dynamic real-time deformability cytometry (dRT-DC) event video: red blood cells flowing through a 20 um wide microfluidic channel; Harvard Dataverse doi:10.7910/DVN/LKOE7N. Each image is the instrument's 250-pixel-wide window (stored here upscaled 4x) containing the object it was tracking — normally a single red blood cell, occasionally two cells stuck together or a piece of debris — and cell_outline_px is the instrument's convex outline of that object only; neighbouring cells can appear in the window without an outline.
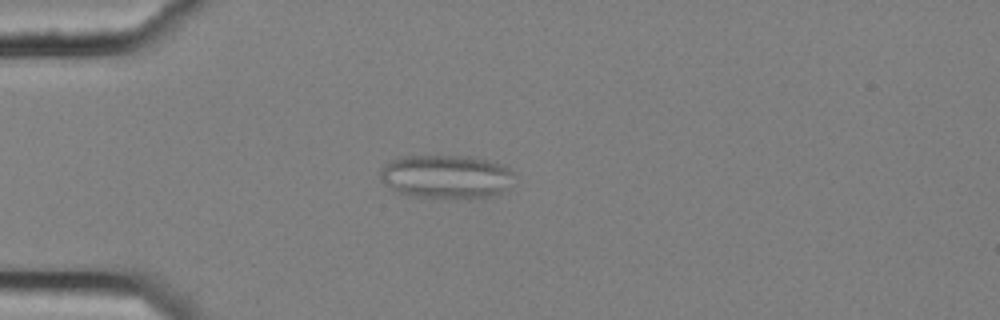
{"species": "common noctule bat (a hibernating species)", "species_latin": "Nyctalus noctula", "temperature_condition": "cold", "stored_images_in_passage": 6, "camera_frame_rate_fps": 3000, "um_per_image_px": 0.085, "animal": {"sex": "female", "body_mass_g": 25.1}, "frame": {"image": 1, "passage_image": 2, "time_ms": 0.333, "image_size_px": [1000, 320], "cell_outline_px": [[512, 172], [508, 192], [496, 196], [416, 196], [400, 192], [392, 188], [380, 180], [380, 172], [384, 164], [400, 156], [468, 156], [488, 160], [504, 164]], "centroid_in_image_um": [37.94, 14.98], "position_along_channel_um": 47.1, "area_um2": 33.47}}
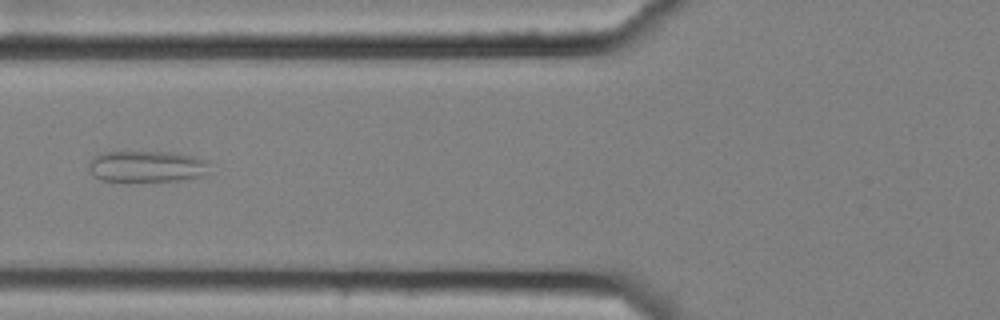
{"frame": {"image": 2, "passage_image": 4, "time_ms": 1.0, "image_size_px": [1000, 320], "cell_outline_px": [[208, 164], [204, 176], [180, 180], [104, 180], [96, 176], [88, 168], [88, 164], [92, 156], [104, 152], [172, 152], [192, 156], [208, 160]], "centroid_in_image_um": [12.48, 14.12], "position_along_channel_um": 113.3, "area_um2": 21.68}}